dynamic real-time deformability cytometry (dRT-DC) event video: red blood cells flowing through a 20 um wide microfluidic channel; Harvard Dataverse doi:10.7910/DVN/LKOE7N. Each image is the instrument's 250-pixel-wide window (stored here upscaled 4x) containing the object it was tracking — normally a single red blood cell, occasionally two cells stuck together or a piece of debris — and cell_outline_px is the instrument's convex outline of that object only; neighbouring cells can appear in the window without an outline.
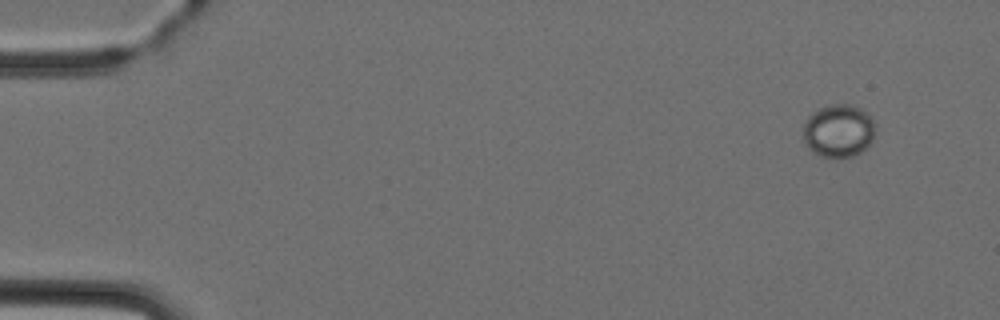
{"species": "Egyptian fruit bat (a non-hibernating species)", "species_latin": "Rousettus aegyptiacus", "temperature_condition": "cold", "stored_images_in_passage": 4, "camera_frame_rate_fps": 3000, "um_per_image_px": 0.085, "animal": {"sex": "female"}, "frame": {"image": 1, "passage_image": 1, "time_ms": 0.0, "image_size_px": [1000, 320], "cell_outline_px": [[876, 128], [872, 140], [860, 152], [852, 156], [820, 156], [812, 152], [808, 148], [804, 140], [804, 124], [808, 116], [816, 108], [828, 104], [852, 104], [860, 108], [876, 124]], "centroid_in_image_um": [71.25, 11.08], "position_along_channel_um": 13.7, "area_um2": 22.2}}
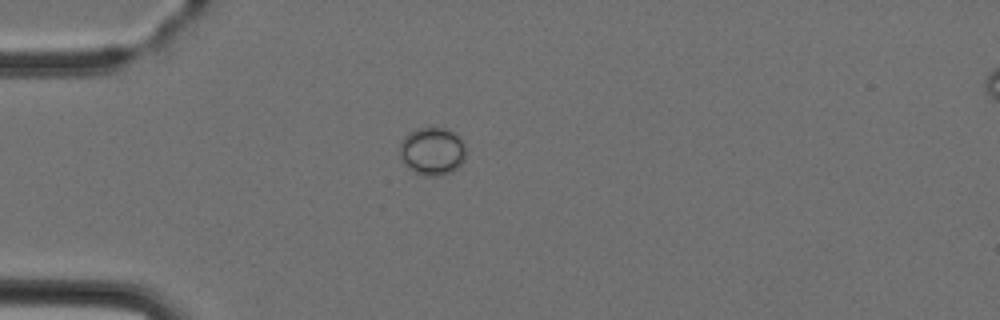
{"frame": {"image": 2, "passage_image": 4, "time_ms": 3.333, "image_size_px": [1000, 320], "cell_outline_px": [[464, 160], [452, 172], [440, 176], [424, 176], [408, 168], [400, 160], [400, 140], [408, 132], [416, 128], [432, 124], [444, 128], [460, 136], [464, 144]], "centroid_in_image_um": [36.7, 12.81], "position_along_channel_um": 48.3, "area_um2": 19.02}}